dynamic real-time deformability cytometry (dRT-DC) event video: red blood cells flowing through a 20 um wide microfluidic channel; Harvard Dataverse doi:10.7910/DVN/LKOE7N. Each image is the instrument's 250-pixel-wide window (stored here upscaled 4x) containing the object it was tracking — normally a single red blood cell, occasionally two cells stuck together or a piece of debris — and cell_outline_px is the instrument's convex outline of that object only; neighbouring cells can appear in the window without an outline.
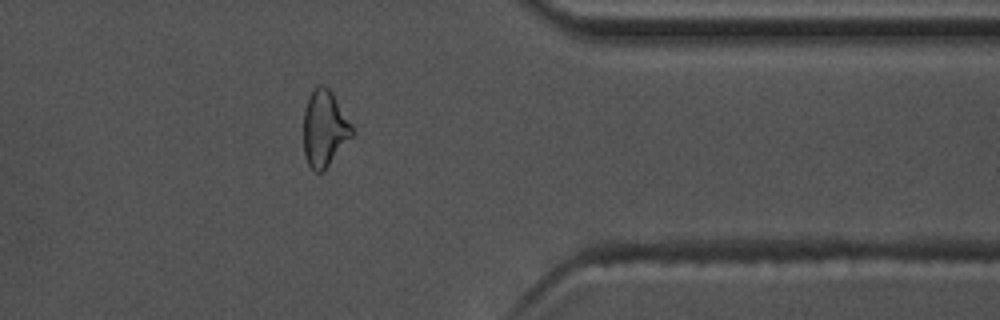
{"species": "common noctule bat (a hibernating species)", "species_latin": "Nyctalus noctula", "temperature_condition": "warm", "stored_images_in_passage": 52, "camera_frame_rate_fps": 3000, "um_per_image_px": 0.085, "animal": {"sex": "male", "body_mass_g": 17.5, "forearm_length_mm": 52.3}, "frame": {"image": 1, "passage_image": 45, "time_ms": 14.667, "image_size_px": [1000, 320], "cell_outline_px": [[356, 132], [324, 172], [316, 172], [308, 164], [304, 156], [304, 108], [308, 96], [320, 84], [324, 84], [332, 92]], "centroid_in_image_um": [27.59, 10.95], "position_along_channel_um": 383.8, "area_um2": 21.73}, "authors_computed_cell_mechanics": {"area_um2": 21.2126, "velocity_mm_per_s": 3.6698, "shape_relaxation_time_tau1_ms": 8.4915, "shape_relaxation_time_tau2_ms": 1.8732, "deformation_change_tau1": 0.1597, "deformation_change_tau2": 0.0796}}